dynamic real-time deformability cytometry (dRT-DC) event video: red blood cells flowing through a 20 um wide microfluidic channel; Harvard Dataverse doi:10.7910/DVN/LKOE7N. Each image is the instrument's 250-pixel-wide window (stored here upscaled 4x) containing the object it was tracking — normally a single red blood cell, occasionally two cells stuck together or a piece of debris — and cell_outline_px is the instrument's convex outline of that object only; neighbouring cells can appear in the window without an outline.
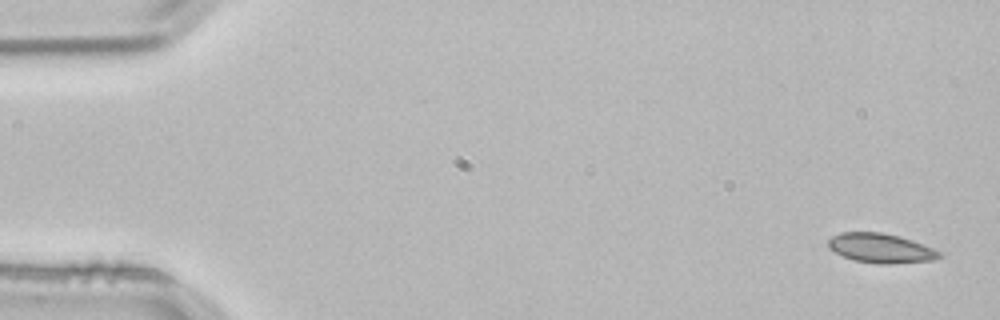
{"species": "common noctule bat (a hibernating species)", "species_latin": "Nyctalus noctula", "temperature_condition": "room temperature", "stored_images_in_passage": 3, "camera_frame_rate_fps": 3000, "um_per_image_px": 0.085, "animal": {"sex": "male", "body_mass_g": 21.5, "forearm_length_mm": 52.0}, "frame": {"image": 1, "passage_image": 1, "time_ms": 0.0, "image_size_px": [1000, 320], "cell_outline_px": [[944, 256], [932, 260], [892, 264], [880, 264], [852, 260], [828, 248], [828, 240], [832, 236], [840, 232], [880, 232], [912, 240], [932, 248], [940, 252]], "centroid_in_image_um": [74.85, 21.1], "position_along_channel_um": 10.2, "area_um2": 18.96}}